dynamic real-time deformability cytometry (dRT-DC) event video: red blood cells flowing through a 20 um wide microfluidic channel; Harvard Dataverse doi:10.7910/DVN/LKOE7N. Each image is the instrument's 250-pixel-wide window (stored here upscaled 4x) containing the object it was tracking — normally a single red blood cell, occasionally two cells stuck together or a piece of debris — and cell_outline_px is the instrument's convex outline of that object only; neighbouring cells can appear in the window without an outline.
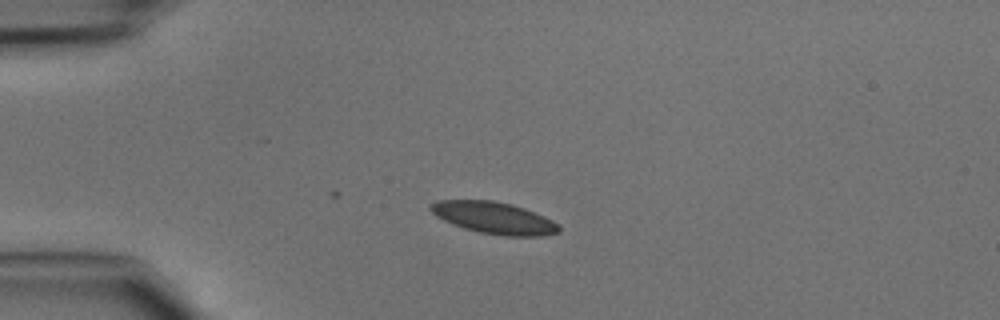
{"species": "common noctule bat (a hibernating species)", "species_latin": "Nyctalus noctula", "temperature_condition": "cold", "stored_images_in_passage": 17, "camera_frame_rate_fps": 3000, "um_per_image_px": 0.085, "animal": {"sex": "male", "body_mass_g": 15.6}, "frame": {"image": 1, "passage_image": 10, "time_ms": 3.0, "image_size_px": [1000, 320], "cell_outline_px": [[560, 232], [540, 236], [508, 236], [480, 232], [464, 228], [452, 224], [436, 216], [428, 208], [428, 204], [436, 200], [492, 200], [512, 204], [524, 208], [544, 216], [560, 224]], "centroid_in_image_um": [41.98, 18.51], "position_along_channel_um": 43.0, "area_um2": 23.87}}